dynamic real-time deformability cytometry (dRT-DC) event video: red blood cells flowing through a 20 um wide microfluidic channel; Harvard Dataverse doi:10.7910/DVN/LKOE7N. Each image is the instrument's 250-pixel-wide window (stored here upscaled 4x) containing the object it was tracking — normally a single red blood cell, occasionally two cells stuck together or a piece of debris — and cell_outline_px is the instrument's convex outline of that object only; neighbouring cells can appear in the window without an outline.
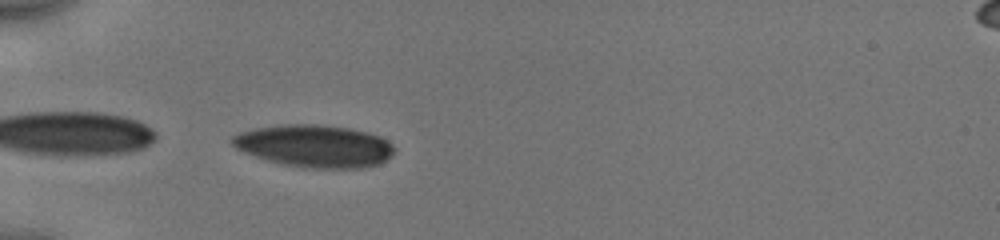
{"species": "human", "species_latin": "Homo sapiens", "temperature_condition": "cold", "stored_images_in_passage": 36, "camera_frame_rate_fps": 3000, "um_per_image_px": 0.085, "donor": {"sex": "male"}, "frame": {"image": 1, "passage_image": 1, "time_ms": 0.0, "image_size_px": [1000, 240], "cell_outline_px": [[396, 148], [392, 156], [380, 164], [364, 168], [304, 168], [280, 164], [244, 152], [236, 148], [232, 144], [232, 136], [240, 132], [256, 128], [284, 124], [316, 124], [348, 128], [368, 132], [380, 136], [392, 144]], "centroid_in_image_um": [26.77, 12.42], "position_along_channel_um": 58.2, "area_um2": 40.23}}
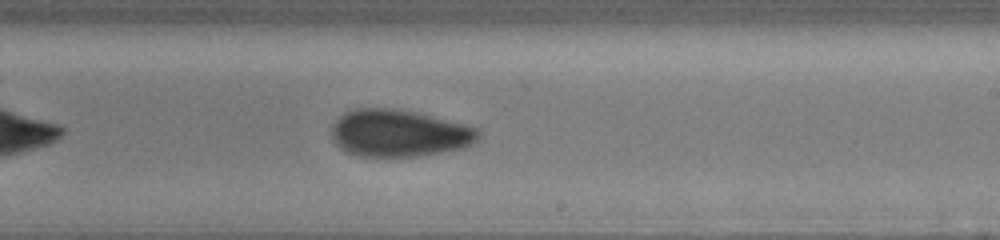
{"frame": {"image": 2, "passage_image": 17, "time_ms": 5.333, "image_size_px": [1000, 240], "cell_outline_px": [[480, 136], [476, 140], [464, 148], [420, 156], [356, 156], [340, 148], [336, 144], [332, 136], [332, 128], [336, 120], [344, 112], [356, 108], [400, 108], [480, 128]], "centroid_in_image_um": [33.92, 11.31], "position_along_channel_um": 255.1, "area_um2": 40.4}}
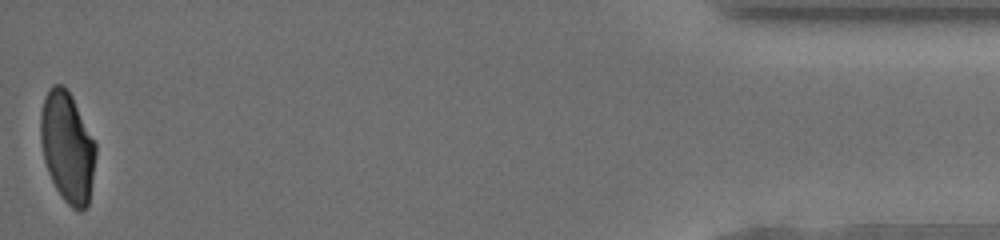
{"frame": {"image": 3, "passage_image": 36, "time_ms": 11.667, "image_size_px": [1000, 240], "cell_outline_px": [[96, 156], [88, 204], [80, 212], [76, 212], [64, 200], [56, 188], [48, 172], [44, 160], [40, 140], [40, 112], [44, 96], [48, 88], [52, 84], [60, 84], [72, 96], [96, 144]], "centroid_in_image_um": [5.71, 12.49], "position_along_channel_um": 429.5, "area_um2": 35.55}, "authors_computed_cell_mechanics": {"area_um2": 39.3618, "velocity_mm_per_s": 3.9685, "shape_relaxation_time_tau1_ms": 3.5139, "shape_relaxation_time_tau2_ms": 2.1603, "deformation_change_tau1": 0.1328, "deformation_change_tau2": 0.0695}}